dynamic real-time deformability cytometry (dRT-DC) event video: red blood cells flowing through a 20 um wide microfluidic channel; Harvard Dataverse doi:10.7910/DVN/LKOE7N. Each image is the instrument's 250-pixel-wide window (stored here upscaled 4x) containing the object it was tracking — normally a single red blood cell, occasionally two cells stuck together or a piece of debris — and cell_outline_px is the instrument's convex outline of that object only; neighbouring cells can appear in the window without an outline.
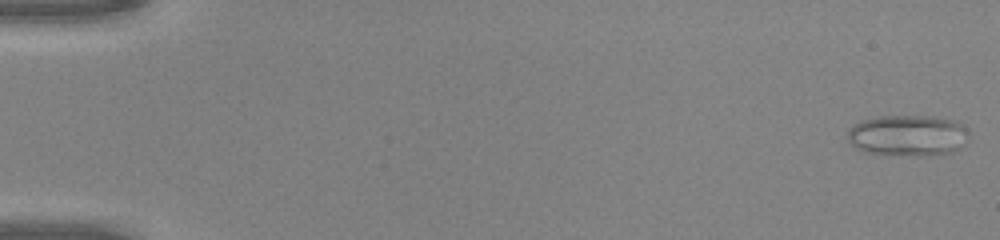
{"species": "common noctule bat (a hibernating species)", "species_latin": "Nyctalus noctula", "temperature_condition": "warm", "stored_images_in_passage": 49, "camera_frame_rate_fps": 3000, "um_per_image_px": 0.085, "animal": {"sex": "male", "body_mass_g": 20.0, "forearm_length_mm": 53.3}, "frame": {"image": 1, "passage_image": 1, "time_ms": 0.0, "image_size_px": [1000, 240], "cell_outline_px": [[968, 140], [960, 148], [952, 152], [924, 156], [920, 156], [864, 152], [856, 148], [848, 140], [848, 132], [852, 124], [860, 120], [880, 116], [928, 116], [956, 120], [964, 128], [968, 136]], "centroid_in_image_um": [77.15, 11.51], "position_along_channel_um": 7.8, "area_um2": 29.07}}
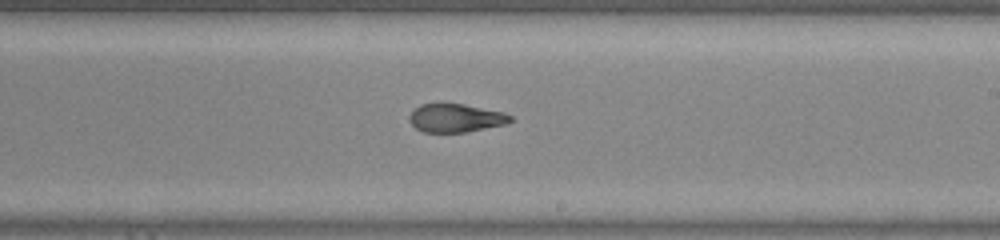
{"frame": {"image": 2, "passage_image": 30, "time_ms": 9.667, "image_size_px": [1000, 240], "cell_outline_px": [[512, 120], [508, 124], [468, 132], [424, 132], [416, 128], [408, 120], [408, 116], [420, 104], [464, 104], [504, 112], [512, 116]], "centroid_in_image_um": [38.77, 10.04], "position_along_channel_um": 250.2, "area_um2": 16.76}}
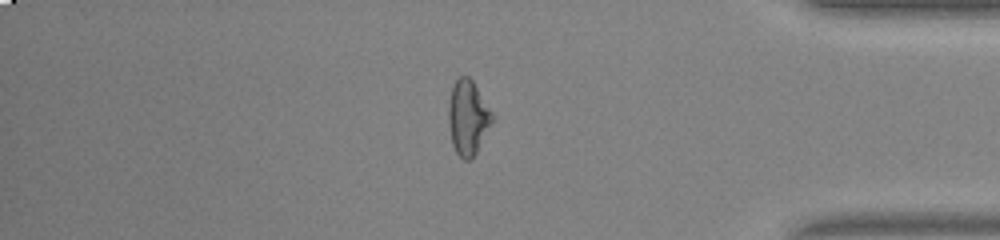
{"frame": {"image": 3, "passage_image": 42, "time_ms": 13.667, "image_size_px": [1000, 240], "cell_outline_px": [[492, 124], [472, 160], [464, 160], [456, 152], [452, 144], [448, 124], [448, 104], [452, 88], [456, 80], [460, 76], [468, 76], [472, 80], [492, 112]], "centroid_in_image_um": [39.76, 10.02], "position_along_channel_um": 395.4, "area_um2": 18.96}, "authors_computed_cell_mechanics": {"area_um2": 19.363, "velocity_mm_per_s": 4.2292, "shape_relaxation_time_tau1_ms": null, "shape_relaxation_time_tau2_ms": 1.6146, "deformation_change_tau1": null, "deformation_change_tau2": 0.0942}}